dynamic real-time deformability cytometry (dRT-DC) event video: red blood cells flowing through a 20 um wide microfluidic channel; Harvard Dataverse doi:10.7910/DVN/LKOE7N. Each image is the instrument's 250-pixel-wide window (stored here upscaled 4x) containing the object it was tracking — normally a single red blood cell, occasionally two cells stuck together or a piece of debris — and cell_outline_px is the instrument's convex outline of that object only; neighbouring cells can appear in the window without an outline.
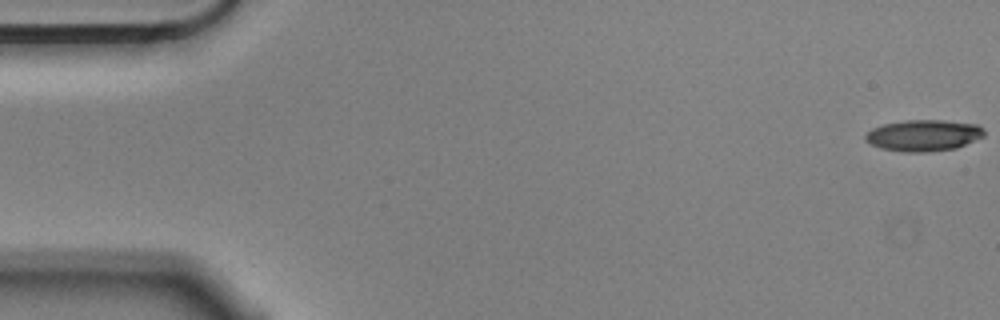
{"species": "Egyptian fruit bat (a non-hibernating species)", "species_latin": "Rousettus aegyptiacus", "temperature_condition": "cold", "stored_images_in_passage": 56, "camera_frame_rate_fps": 3000, "um_per_image_px": 0.085, "animal": {"sex": "male"}, "frame": {"image": 1, "passage_image": 1, "time_ms": 0.0, "image_size_px": [1000, 320], "cell_outline_px": [[984, 136], [956, 148], [928, 152], [904, 152], [880, 148], [864, 140], [864, 136], [872, 128], [884, 124], [908, 120], [944, 120], [976, 124], [984, 128]], "centroid_in_image_um": [78.5, 11.51], "position_along_channel_um": 6.5, "area_um2": 21.68}}
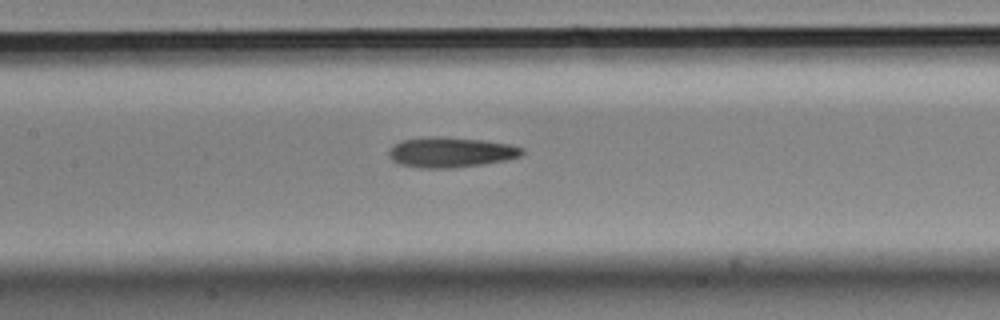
{"frame": {"image": 2, "passage_image": 26, "time_ms": 8.333, "image_size_px": [1000, 320], "cell_outline_px": [[524, 152], [520, 156], [504, 160], [484, 164], [456, 168], [420, 168], [400, 164], [392, 160], [388, 156], [388, 152], [396, 144], [404, 140], [436, 136], [484, 140], [508, 144], [524, 148]], "centroid_in_image_um": [38.33, 12.95], "position_along_channel_um": 169.1, "area_um2": 23.29}}
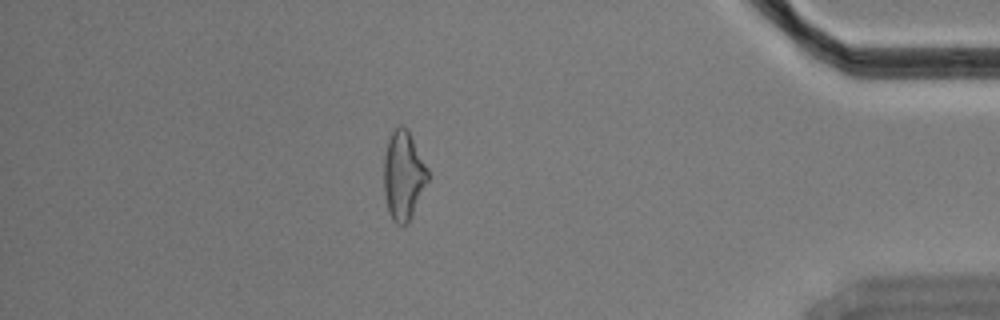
{"frame": {"image": 3, "passage_image": 49, "time_ms": 16.0, "image_size_px": [1000, 320], "cell_outline_px": [[428, 180], [408, 224], [396, 224], [392, 220], [388, 208], [384, 192], [384, 156], [388, 140], [392, 132], [400, 124], [404, 124], [408, 128], [428, 168]], "centroid_in_image_um": [34.29, 14.88], "position_along_channel_um": 400.9, "area_um2": 22.77}}